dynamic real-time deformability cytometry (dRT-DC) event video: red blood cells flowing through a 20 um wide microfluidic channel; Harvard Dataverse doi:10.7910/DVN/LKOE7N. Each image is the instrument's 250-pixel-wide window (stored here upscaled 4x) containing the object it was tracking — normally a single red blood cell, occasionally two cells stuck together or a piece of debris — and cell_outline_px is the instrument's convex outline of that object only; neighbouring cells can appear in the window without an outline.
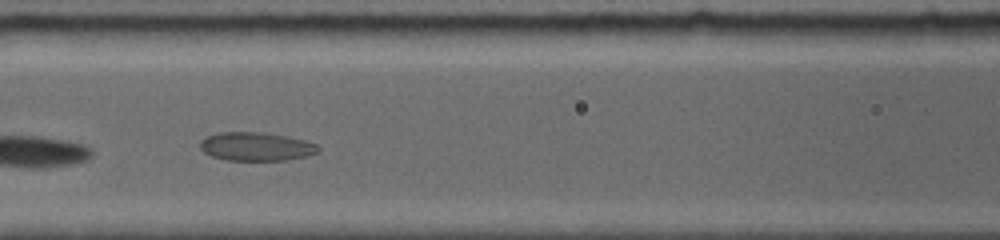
{"species": "common noctule bat (a hibernating species)", "species_latin": "Nyctalus noctula", "temperature_condition": "room temperature", "stored_images_in_passage": 15, "camera_frame_rate_fps": 5000, "um_per_image_px": 0.085, "animal": {"sex": "female", "body_mass_g": 19.0, "forearm_length_mm": 56.7}, "frame": {"image": 1, "passage_image": 11, "time_ms": 3.0, "image_size_px": [1000, 240], "cell_outline_px": [[320, 152], [288, 160], [224, 160], [212, 156], [204, 152], [200, 148], [200, 140], [204, 136], [220, 132], [264, 132], [288, 136], [308, 140], [316, 144], [320, 148]], "centroid_in_image_um": [21.78, 12.44], "position_along_channel_um": 144.8, "area_um2": 19.94}}